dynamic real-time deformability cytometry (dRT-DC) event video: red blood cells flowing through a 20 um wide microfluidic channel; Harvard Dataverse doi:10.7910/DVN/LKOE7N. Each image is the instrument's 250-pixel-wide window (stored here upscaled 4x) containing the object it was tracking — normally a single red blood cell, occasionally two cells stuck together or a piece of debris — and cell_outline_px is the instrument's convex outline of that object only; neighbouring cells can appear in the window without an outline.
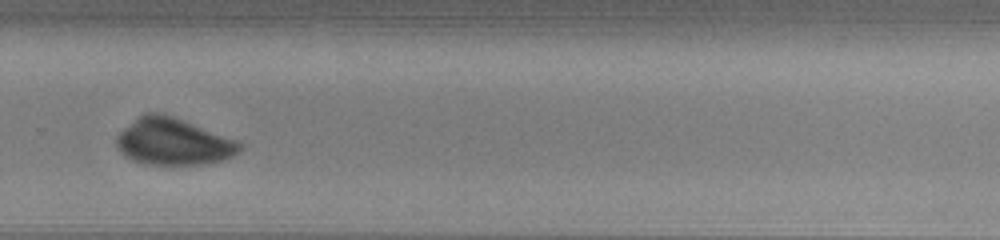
{"species": "common noctule bat (a hibernating species)", "species_latin": "Nyctalus noctula", "temperature_condition": "warm", "stored_images_in_passage": 30, "camera_frame_rate_fps": 3000, "um_per_image_px": 0.085, "animal": {"sex": "male", "body_mass_g": 13.0, "forearm_length_mm": 53.1}, "frame": {"image": 1, "passage_image": 22, "time_ms": 7.0, "image_size_px": [1000, 240], "cell_outline_px": [[244, 148], [240, 152], [224, 160], [200, 164], [144, 164], [132, 160], [124, 156], [116, 148], [116, 136], [124, 128], [140, 116], [148, 112], [156, 112], [172, 116], [240, 140], [244, 144]], "centroid_in_image_um": [14.77, 12.05], "position_along_channel_um": 315.0, "area_um2": 33.81}}
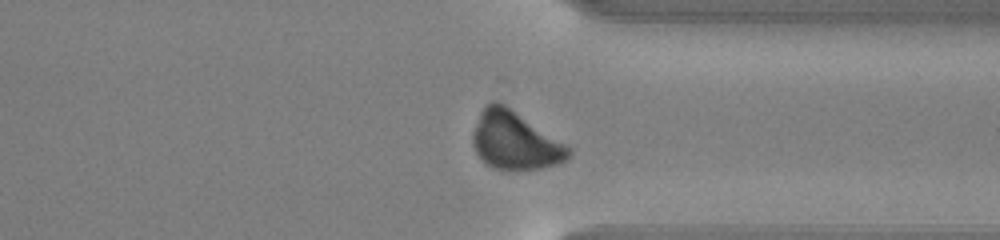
{"frame": {"image": 2, "passage_image": 26, "time_ms": 8.333, "image_size_px": [1000, 240], "cell_outline_px": [[572, 152], [568, 160], [556, 164], [540, 168], [492, 168], [476, 152], [472, 144], [472, 132], [480, 112], [484, 104], [492, 100], [496, 100], [504, 104], [568, 144], [572, 148]], "centroid_in_image_um": [43.79, 11.91], "position_along_channel_um": 367.6, "area_um2": 32.37}}